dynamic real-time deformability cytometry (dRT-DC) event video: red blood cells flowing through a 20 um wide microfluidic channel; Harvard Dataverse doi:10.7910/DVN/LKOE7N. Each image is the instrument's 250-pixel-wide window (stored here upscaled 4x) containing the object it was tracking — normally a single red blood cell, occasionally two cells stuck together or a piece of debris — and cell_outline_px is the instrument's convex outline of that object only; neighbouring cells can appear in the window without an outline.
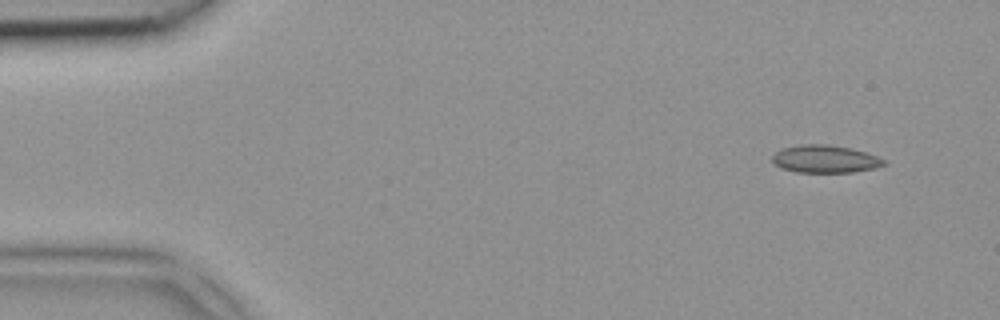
{"species": "common noctule bat (a hibernating species)", "species_latin": "Nyctalus noctula", "temperature_condition": "room temperature", "stored_images_in_passage": 5, "camera_frame_rate_fps": 3000, "um_per_image_px": 0.085, "animal": {"sex": "female", "body_mass_g": 18.4}, "frame": {"image": 1, "passage_image": 1, "time_ms": 0.0, "image_size_px": [1000, 320], "cell_outline_px": [[888, 164], [876, 168], [852, 172], [796, 172], [780, 168], [772, 160], [772, 156], [780, 148], [800, 144], [824, 144], [852, 148], [888, 160]], "centroid_in_image_um": [70.15, 13.51], "position_along_channel_um": 14.9, "area_um2": 18.15}}
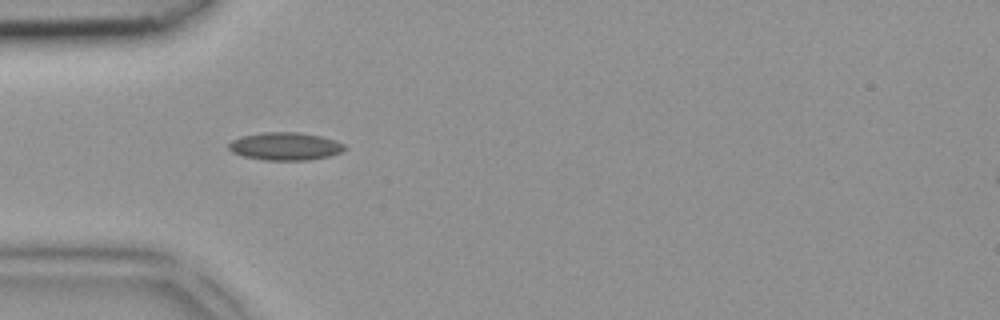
{"frame": {"image": 2, "passage_image": 3, "time_ms": 0.667, "image_size_px": [1000, 320], "cell_outline_px": [[348, 148], [340, 152], [328, 156], [308, 160], [264, 160], [244, 156], [232, 152], [228, 148], [228, 144], [232, 140], [240, 136], [264, 132], [300, 132], [320, 136], [336, 140], [344, 144]], "centroid_in_image_um": [24.24, 12.43], "position_along_channel_um": 60.8, "area_um2": 18.84}}
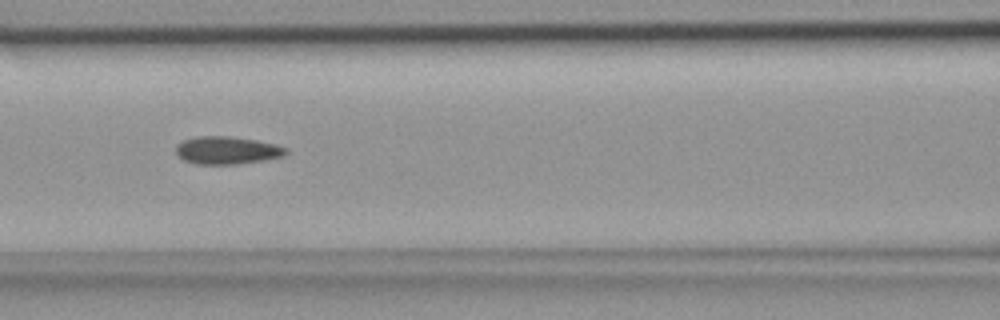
{"frame": {"image": 3, "passage_image": 5, "time_ms": 1.333, "image_size_px": [1000, 320], "cell_outline_px": [[288, 152], [284, 156], [236, 164], [196, 164], [184, 160], [176, 152], [176, 144], [184, 140], [196, 136], [232, 136], [256, 140], [276, 144], [288, 148]], "centroid_in_image_um": [19.3, 12.76], "position_along_channel_um": 147.3, "area_um2": 17.74}}